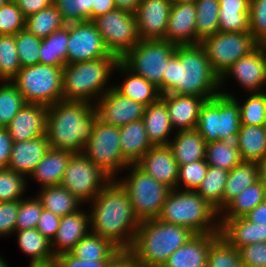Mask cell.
Returning a JSON list of instances; mask_svg holds the SVG:
<instances>
[{
	"mask_svg": "<svg viewBox=\"0 0 266 267\" xmlns=\"http://www.w3.org/2000/svg\"><path fill=\"white\" fill-rule=\"evenodd\" d=\"M219 76L214 72L207 52L201 44L177 45L166 64L162 80L163 94L204 97L207 100L220 94Z\"/></svg>",
	"mask_w": 266,
	"mask_h": 267,
	"instance_id": "6da1fadb",
	"label": "cell"
},
{
	"mask_svg": "<svg viewBox=\"0 0 266 267\" xmlns=\"http://www.w3.org/2000/svg\"><path fill=\"white\" fill-rule=\"evenodd\" d=\"M90 203L91 232L109 240L120 251H129L140 221L127 191L112 179Z\"/></svg>",
	"mask_w": 266,
	"mask_h": 267,
	"instance_id": "7a4b0ae2",
	"label": "cell"
},
{
	"mask_svg": "<svg viewBox=\"0 0 266 267\" xmlns=\"http://www.w3.org/2000/svg\"><path fill=\"white\" fill-rule=\"evenodd\" d=\"M98 121L94 104L60 101L48 106L46 136L49 147L82 153Z\"/></svg>",
	"mask_w": 266,
	"mask_h": 267,
	"instance_id": "3957f363",
	"label": "cell"
},
{
	"mask_svg": "<svg viewBox=\"0 0 266 267\" xmlns=\"http://www.w3.org/2000/svg\"><path fill=\"white\" fill-rule=\"evenodd\" d=\"M194 235L181 225L159 219L144 220L139 223L129 252L139 267H162Z\"/></svg>",
	"mask_w": 266,
	"mask_h": 267,
	"instance_id": "277c9868",
	"label": "cell"
},
{
	"mask_svg": "<svg viewBox=\"0 0 266 267\" xmlns=\"http://www.w3.org/2000/svg\"><path fill=\"white\" fill-rule=\"evenodd\" d=\"M217 214L220 215L216 208L196 191L181 188L170 190L157 219L181 225L194 234L220 233Z\"/></svg>",
	"mask_w": 266,
	"mask_h": 267,
	"instance_id": "5b68a950",
	"label": "cell"
},
{
	"mask_svg": "<svg viewBox=\"0 0 266 267\" xmlns=\"http://www.w3.org/2000/svg\"><path fill=\"white\" fill-rule=\"evenodd\" d=\"M119 61L117 57H105L92 61L66 64L63 67V101L92 104L93 100L91 99L96 97L95 100H98L111 89L103 90L112 70L114 71Z\"/></svg>",
	"mask_w": 266,
	"mask_h": 267,
	"instance_id": "8992f818",
	"label": "cell"
},
{
	"mask_svg": "<svg viewBox=\"0 0 266 267\" xmlns=\"http://www.w3.org/2000/svg\"><path fill=\"white\" fill-rule=\"evenodd\" d=\"M240 127L239 102L230 93L220 92L202 105L196 130L208 144L236 141Z\"/></svg>",
	"mask_w": 266,
	"mask_h": 267,
	"instance_id": "52a82bcc",
	"label": "cell"
},
{
	"mask_svg": "<svg viewBox=\"0 0 266 267\" xmlns=\"http://www.w3.org/2000/svg\"><path fill=\"white\" fill-rule=\"evenodd\" d=\"M26 103L50 106L63 101V67L36 64L22 67L11 79Z\"/></svg>",
	"mask_w": 266,
	"mask_h": 267,
	"instance_id": "ba28073f",
	"label": "cell"
},
{
	"mask_svg": "<svg viewBox=\"0 0 266 267\" xmlns=\"http://www.w3.org/2000/svg\"><path fill=\"white\" fill-rule=\"evenodd\" d=\"M128 167H132L129 177L117 181L127 191L136 218L140 222L157 219L171 189L153 179L136 164Z\"/></svg>",
	"mask_w": 266,
	"mask_h": 267,
	"instance_id": "9c48e42d",
	"label": "cell"
},
{
	"mask_svg": "<svg viewBox=\"0 0 266 267\" xmlns=\"http://www.w3.org/2000/svg\"><path fill=\"white\" fill-rule=\"evenodd\" d=\"M176 46L164 40H140L120 61L134 74L154 84L162 95L166 64L175 53Z\"/></svg>",
	"mask_w": 266,
	"mask_h": 267,
	"instance_id": "30bf717a",
	"label": "cell"
},
{
	"mask_svg": "<svg viewBox=\"0 0 266 267\" xmlns=\"http://www.w3.org/2000/svg\"><path fill=\"white\" fill-rule=\"evenodd\" d=\"M111 55L121 60L139 42L136 15L115 9L92 20Z\"/></svg>",
	"mask_w": 266,
	"mask_h": 267,
	"instance_id": "8fae6325",
	"label": "cell"
},
{
	"mask_svg": "<svg viewBox=\"0 0 266 267\" xmlns=\"http://www.w3.org/2000/svg\"><path fill=\"white\" fill-rule=\"evenodd\" d=\"M207 52L214 72L221 78L241 57L259 44L250 32H217L200 43Z\"/></svg>",
	"mask_w": 266,
	"mask_h": 267,
	"instance_id": "7c38bea8",
	"label": "cell"
},
{
	"mask_svg": "<svg viewBox=\"0 0 266 267\" xmlns=\"http://www.w3.org/2000/svg\"><path fill=\"white\" fill-rule=\"evenodd\" d=\"M119 127L97 121L83 154L111 179L129 164L123 159ZM115 174V175H114Z\"/></svg>",
	"mask_w": 266,
	"mask_h": 267,
	"instance_id": "4fadbf2b",
	"label": "cell"
},
{
	"mask_svg": "<svg viewBox=\"0 0 266 267\" xmlns=\"http://www.w3.org/2000/svg\"><path fill=\"white\" fill-rule=\"evenodd\" d=\"M111 180L83 153H78L70 157L60 185L83 204L90 203Z\"/></svg>",
	"mask_w": 266,
	"mask_h": 267,
	"instance_id": "5bb4252c",
	"label": "cell"
},
{
	"mask_svg": "<svg viewBox=\"0 0 266 267\" xmlns=\"http://www.w3.org/2000/svg\"><path fill=\"white\" fill-rule=\"evenodd\" d=\"M116 57L106 48L101 34L92 21L69 24L67 64Z\"/></svg>",
	"mask_w": 266,
	"mask_h": 267,
	"instance_id": "9a60e30c",
	"label": "cell"
},
{
	"mask_svg": "<svg viewBox=\"0 0 266 267\" xmlns=\"http://www.w3.org/2000/svg\"><path fill=\"white\" fill-rule=\"evenodd\" d=\"M94 107L99 121L120 128L130 122L141 120L146 106L122 95L111 86V89L94 103Z\"/></svg>",
	"mask_w": 266,
	"mask_h": 267,
	"instance_id": "2e32d148",
	"label": "cell"
},
{
	"mask_svg": "<svg viewBox=\"0 0 266 267\" xmlns=\"http://www.w3.org/2000/svg\"><path fill=\"white\" fill-rule=\"evenodd\" d=\"M229 75H234L237 82L249 92H264L260 91V87L266 84L265 44L258 45L248 55L236 61L220 78V83L224 84V79L230 77Z\"/></svg>",
	"mask_w": 266,
	"mask_h": 267,
	"instance_id": "e0dca14e",
	"label": "cell"
},
{
	"mask_svg": "<svg viewBox=\"0 0 266 267\" xmlns=\"http://www.w3.org/2000/svg\"><path fill=\"white\" fill-rule=\"evenodd\" d=\"M171 0H142L135 13L141 40H164Z\"/></svg>",
	"mask_w": 266,
	"mask_h": 267,
	"instance_id": "ac0fdd59",
	"label": "cell"
},
{
	"mask_svg": "<svg viewBox=\"0 0 266 267\" xmlns=\"http://www.w3.org/2000/svg\"><path fill=\"white\" fill-rule=\"evenodd\" d=\"M136 165L156 181L176 189L179 165L168 145L152 146Z\"/></svg>",
	"mask_w": 266,
	"mask_h": 267,
	"instance_id": "d6986e66",
	"label": "cell"
},
{
	"mask_svg": "<svg viewBox=\"0 0 266 267\" xmlns=\"http://www.w3.org/2000/svg\"><path fill=\"white\" fill-rule=\"evenodd\" d=\"M48 106L25 103L6 127L13 142L32 140L46 135Z\"/></svg>",
	"mask_w": 266,
	"mask_h": 267,
	"instance_id": "ffe728a7",
	"label": "cell"
},
{
	"mask_svg": "<svg viewBox=\"0 0 266 267\" xmlns=\"http://www.w3.org/2000/svg\"><path fill=\"white\" fill-rule=\"evenodd\" d=\"M195 3H172L164 41L176 45H196Z\"/></svg>",
	"mask_w": 266,
	"mask_h": 267,
	"instance_id": "44dd1931",
	"label": "cell"
},
{
	"mask_svg": "<svg viewBox=\"0 0 266 267\" xmlns=\"http://www.w3.org/2000/svg\"><path fill=\"white\" fill-rule=\"evenodd\" d=\"M160 99L166 104L172 128L180 130L196 129L204 97L163 94Z\"/></svg>",
	"mask_w": 266,
	"mask_h": 267,
	"instance_id": "7402d4cb",
	"label": "cell"
},
{
	"mask_svg": "<svg viewBox=\"0 0 266 267\" xmlns=\"http://www.w3.org/2000/svg\"><path fill=\"white\" fill-rule=\"evenodd\" d=\"M89 223L90 214L80 209L75 213L61 217L57 234L51 242L53 255L69 253L90 232V229L88 231ZM55 247H57L56 250Z\"/></svg>",
	"mask_w": 266,
	"mask_h": 267,
	"instance_id": "603a6c76",
	"label": "cell"
},
{
	"mask_svg": "<svg viewBox=\"0 0 266 267\" xmlns=\"http://www.w3.org/2000/svg\"><path fill=\"white\" fill-rule=\"evenodd\" d=\"M220 233L195 234L165 261L162 267H207L211 243Z\"/></svg>",
	"mask_w": 266,
	"mask_h": 267,
	"instance_id": "cb8c5ba5",
	"label": "cell"
},
{
	"mask_svg": "<svg viewBox=\"0 0 266 267\" xmlns=\"http://www.w3.org/2000/svg\"><path fill=\"white\" fill-rule=\"evenodd\" d=\"M47 136L13 142L8 169L23 175H30L49 149Z\"/></svg>",
	"mask_w": 266,
	"mask_h": 267,
	"instance_id": "d4e9b609",
	"label": "cell"
},
{
	"mask_svg": "<svg viewBox=\"0 0 266 267\" xmlns=\"http://www.w3.org/2000/svg\"><path fill=\"white\" fill-rule=\"evenodd\" d=\"M219 221L220 235L237 249L257 242H266V224H256L245 217Z\"/></svg>",
	"mask_w": 266,
	"mask_h": 267,
	"instance_id": "484cf974",
	"label": "cell"
},
{
	"mask_svg": "<svg viewBox=\"0 0 266 267\" xmlns=\"http://www.w3.org/2000/svg\"><path fill=\"white\" fill-rule=\"evenodd\" d=\"M142 120L152 146L169 145V135L173 128L166 104L161 99L145 107Z\"/></svg>",
	"mask_w": 266,
	"mask_h": 267,
	"instance_id": "4316f807",
	"label": "cell"
},
{
	"mask_svg": "<svg viewBox=\"0 0 266 267\" xmlns=\"http://www.w3.org/2000/svg\"><path fill=\"white\" fill-rule=\"evenodd\" d=\"M72 155L66 150L49 148L30 176L40 182L41 188L60 185Z\"/></svg>",
	"mask_w": 266,
	"mask_h": 267,
	"instance_id": "83f0119b",
	"label": "cell"
},
{
	"mask_svg": "<svg viewBox=\"0 0 266 267\" xmlns=\"http://www.w3.org/2000/svg\"><path fill=\"white\" fill-rule=\"evenodd\" d=\"M120 146L123 159L129 164H136L152 147L148 140L143 120L130 122L119 128Z\"/></svg>",
	"mask_w": 266,
	"mask_h": 267,
	"instance_id": "f1b7e54d",
	"label": "cell"
},
{
	"mask_svg": "<svg viewBox=\"0 0 266 267\" xmlns=\"http://www.w3.org/2000/svg\"><path fill=\"white\" fill-rule=\"evenodd\" d=\"M115 68L119 70L120 73L123 72L122 75H127L122 85L114 86L119 93L144 106L155 103L160 99L161 94L154 84L148 82L142 76L134 74L121 61L117 63Z\"/></svg>",
	"mask_w": 266,
	"mask_h": 267,
	"instance_id": "f546056e",
	"label": "cell"
},
{
	"mask_svg": "<svg viewBox=\"0 0 266 267\" xmlns=\"http://www.w3.org/2000/svg\"><path fill=\"white\" fill-rule=\"evenodd\" d=\"M168 146L179 166L205 159L206 143L196 129L177 130Z\"/></svg>",
	"mask_w": 266,
	"mask_h": 267,
	"instance_id": "4dcf8cb0",
	"label": "cell"
},
{
	"mask_svg": "<svg viewBox=\"0 0 266 267\" xmlns=\"http://www.w3.org/2000/svg\"><path fill=\"white\" fill-rule=\"evenodd\" d=\"M219 32H249L250 0H219Z\"/></svg>",
	"mask_w": 266,
	"mask_h": 267,
	"instance_id": "1f68e13d",
	"label": "cell"
},
{
	"mask_svg": "<svg viewBox=\"0 0 266 267\" xmlns=\"http://www.w3.org/2000/svg\"><path fill=\"white\" fill-rule=\"evenodd\" d=\"M236 144L243 161L259 163L266 157V126L241 125Z\"/></svg>",
	"mask_w": 266,
	"mask_h": 267,
	"instance_id": "d6a6232c",
	"label": "cell"
},
{
	"mask_svg": "<svg viewBox=\"0 0 266 267\" xmlns=\"http://www.w3.org/2000/svg\"><path fill=\"white\" fill-rule=\"evenodd\" d=\"M37 198L44 210L60 217L75 213L82 203L61 185L42 187Z\"/></svg>",
	"mask_w": 266,
	"mask_h": 267,
	"instance_id": "836d02e7",
	"label": "cell"
},
{
	"mask_svg": "<svg viewBox=\"0 0 266 267\" xmlns=\"http://www.w3.org/2000/svg\"><path fill=\"white\" fill-rule=\"evenodd\" d=\"M264 201H265L264 183L261 180H258L253 185L248 186L243 191H241L233 200H231L222 209L220 213L224 214L221 217L219 215L220 218L219 220H229L238 217H244L253 208H255Z\"/></svg>",
	"mask_w": 266,
	"mask_h": 267,
	"instance_id": "e575fe53",
	"label": "cell"
},
{
	"mask_svg": "<svg viewBox=\"0 0 266 267\" xmlns=\"http://www.w3.org/2000/svg\"><path fill=\"white\" fill-rule=\"evenodd\" d=\"M120 250L99 234L89 232L69 252L80 260H111Z\"/></svg>",
	"mask_w": 266,
	"mask_h": 267,
	"instance_id": "d590c367",
	"label": "cell"
},
{
	"mask_svg": "<svg viewBox=\"0 0 266 267\" xmlns=\"http://www.w3.org/2000/svg\"><path fill=\"white\" fill-rule=\"evenodd\" d=\"M259 180L258 164L242 161L229 171L223 195V208L241 191Z\"/></svg>",
	"mask_w": 266,
	"mask_h": 267,
	"instance_id": "8d00e7d4",
	"label": "cell"
},
{
	"mask_svg": "<svg viewBox=\"0 0 266 267\" xmlns=\"http://www.w3.org/2000/svg\"><path fill=\"white\" fill-rule=\"evenodd\" d=\"M69 24L42 39L40 64L64 67L67 64Z\"/></svg>",
	"mask_w": 266,
	"mask_h": 267,
	"instance_id": "74e56055",
	"label": "cell"
},
{
	"mask_svg": "<svg viewBox=\"0 0 266 267\" xmlns=\"http://www.w3.org/2000/svg\"><path fill=\"white\" fill-rule=\"evenodd\" d=\"M229 171L209 165L205 178L196 192L220 213Z\"/></svg>",
	"mask_w": 266,
	"mask_h": 267,
	"instance_id": "f35d334b",
	"label": "cell"
},
{
	"mask_svg": "<svg viewBox=\"0 0 266 267\" xmlns=\"http://www.w3.org/2000/svg\"><path fill=\"white\" fill-rule=\"evenodd\" d=\"M65 25L66 23L54 4L26 17L25 21V29L40 39L47 38Z\"/></svg>",
	"mask_w": 266,
	"mask_h": 267,
	"instance_id": "ab89813d",
	"label": "cell"
},
{
	"mask_svg": "<svg viewBox=\"0 0 266 267\" xmlns=\"http://www.w3.org/2000/svg\"><path fill=\"white\" fill-rule=\"evenodd\" d=\"M17 241L22 252L31 257V263L45 262L54 259L51 242L48 241L36 228L15 231Z\"/></svg>",
	"mask_w": 266,
	"mask_h": 267,
	"instance_id": "60d3db41",
	"label": "cell"
},
{
	"mask_svg": "<svg viewBox=\"0 0 266 267\" xmlns=\"http://www.w3.org/2000/svg\"><path fill=\"white\" fill-rule=\"evenodd\" d=\"M205 160L208 165L231 171L243 160L236 141H217L206 144Z\"/></svg>",
	"mask_w": 266,
	"mask_h": 267,
	"instance_id": "b9f144b4",
	"label": "cell"
},
{
	"mask_svg": "<svg viewBox=\"0 0 266 267\" xmlns=\"http://www.w3.org/2000/svg\"><path fill=\"white\" fill-rule=\"evenodd\" d=\"M196 45L219 32V0H196Z\"/></svg>",
	"mask_w": 266,
	"mask_h": 267,
	"instance_id": "7bdbcfd3",
	"label": "cell"
},
{
	"mask_svg": "<svg viewBox=\"0 0 266 267\" xmlns=\"http://www.w3.org/2000/svg\"><path fill=\"white\" fill-rule=\"evenodd\" d=\"M207 267H244L239 251L222 235H219L210 245Z\"/></svg>",
	"mask_w": 266,
	"mask_h": 267,
	"instance_id": "ee69618b",
	"label": "cell"
},
{
	"mask_svg": "<svg viewBox=\"0 0 266 267\" xmlns=\"http://www.w3.org/2000/svg\"><path fill=\"white\" fill-rule=\"evenodd\" d=\"M26 102L11 81L0 85V127L6 128Z\"/></svg>",
	"mask_w": 266,
	"mask_h": 267,
	"instance_id": "f6af8a7d",
	"label": "cell"
},
{
	"mask_svg": "<svg viewBox=\"0 0 266 267\" xmlns=\"http://www.w3.org/2000/svg\"><path fill=\"white\" fill-rule=\"evenodd\" d=\"M243 102L239 103L241 125L266 126V93H253Z\"/></svg>",
	"mask_w": 266,
	"mask_h": 267,
	"instance_id": "bcb514c9",
	"label": "cell"
},
{
	"mask_svg": "<svg viewBox=\"0 0 266 267\" xmlns=\"http://www.w3.org/2000/svg\"><path fill=\"white\" fill-rule=\"evenodd\" d=\"M14 37L21 68L39 64L42 39L37 38L27 29L21 30Z\"/></svg>",
	"mask_w": 266,
	"mask_h": 267,
	"instance_id": "7dc6e473",
	"label": "cell"
},
{
	"mask_svg": "<svg viewBox=\"0 0 266 267\" xmlns=\"http://www.w3.org/2000/svg\"><path fill=\"white\" fill-rule=\"evenodd\" d=\"M20 69L14 35H0V75L11 81Z\"/></svg>",
	"mask_w": 266,
	"mask_h": 267,
	"instance_id": "c3c4849f",
	"label": "cell"
},
{
	"mask_svg": "<svg viewBox=\"0 0 266 267\" xmlns=\"http://www.w3.org/2000/svg\"><path fill=\"white\" fill-rule=\"evenodd\" d=\"M94 0H53L66 24L92 21Z\"/></svg>",
	"mask_w": 266,
	"mask_h": 267,
	"instance_id": "681fc988",
	"label": "cell"
},
{
	"mask_svg": "<svg viewBox=\"0 0 266 267\" xmlns=\"http://www.w3.org/2000/svg\"><path fill=\"white\" fill-rule=\"evenodd\" d=\"M24 178L25 175L8 168L0 169V202L21 200L27 183Z\"/></svg>",
	"mask_w": 266,
	"mask_h": 267,
	"instance_id": "f907efd6",
	"label": "cell"
},
{
	"mask_svg": "<svg viewBox=\"0 0 266 267\" xmlns=\"http://www.w3.org/2000/svg\"><path fill=\"white\" fill-rule=\"evenodd\" d=\"M26 18L14 0L0 7V35H15L25 29Z\"/></svg>",
	"mask_w": 266,
	"mask_h": 267,
	"instance_id": "816d5d0a",
	"label": "cell"
},
{
	"mask_svg": "<svg viewBox=\"0 0 266 267\" xmlns=\"http://www.w3.org/2000/svg\"><path fill=\"white\" fill-rule=\"evenodd\" d=\"M42 211V204L37 197L27 200L22 198L19 202L15 231L36 228Z\"/></svg>",
	"mask_w": 266,
	"mask_h": 267,
	"instance_id": "f5cc1de1",
	"label": "cell"
},
{
	"mask_svg": "<svg viewBox=\"0 0 266 267\" xmlns=\"http://www.w3.org/2000/svg\"><path fill=\"white\" fill-rule=\"evenodd\" d=\"M208 166L205 159L180 165L176 189L180 186L179 184L183 183L184 190L196 191L206 176Z\"/></svg>",
	"mask_w": 266,
	"mask_h": 267,
	"instance_id": "db71d44e",
	"label": "cell"
},
{
	"mask_svg": "<svg viewBox=\"0 0 266 267\" xmlns=\"http://www.w3.org/2000/svg\"><path fill=\"white\" fill-rule=\"evenodd\" d=\"M250 30L254 40L266 44V0H250Z\"/></svg>",
	"mask_w": 266,
	"mask_h": 267,
	"instance_id": "11a10c76",
	"label": "cell"
},
{
	"mask_svg": "<svg viewBox=\"0 0 266 267\" xmlns=\"http://www.w3.org/2000/svg\"><path fill=\"white\" fill-rule=\"evenodd\" d=\"M244 267H266V242H257L238 249Z\"/></svg>",
	"mask_w": 266,
	"mask_h": 267,
	"instance_id": "9f6ffc18",
	"label": "cell"
},
{
	"mask_svg": "<svg viewBox=\"0 0 266 267\" xmlns=\"http://www.w3.org/2000/svg\"><path fill=\"white\" fill-rule=\"evenodd\" d=\"M20 200L0 202V236L15 232Z\"/></svg>",
	"mask_w": 266,
	"mask_h": 267,
	"instance_id": "6f0895ef",
	"label": "cell"
},
{
	"mask_svg": "<svg viewBox=\"0 0 266 267\" xmlns=\"http://www.w3.org/2000/svg\"><path fill=\"white\" fill-rule=\"evenodd\" d=\"M61 217L47 210L42 211L36 229L50 242L57 234Z\"/></svg>",
	"mask_w": 266,
	"mask_h": 267,
	"instance_id": "680465c9",
	"label": "cell"
},
{
	"mask_svg": "<svg viewBox=\"0 0 266 267\" xmlns=\"http://www.w3.org/2000/svg\"><path fill=\"white\" fill-rule=\"evenodd\" d=\"M110 260H80L70 253L54 256L56 267H104Z\"/></svg>",
	"mask_w": 266,
	"mask_h": 267,
	"instance_id": "91938a15",
	"label": "cell"
},
{
	"mask_svg": "<svg viewBox=\"0 0 266 267\" xmlns=\"http://www.w3.org/2000/svg\"><path fill=\"white\" fill-rule=\"evenodd\" d=\"M12 145L7 128L0 127V169L8 168Z\"/></svg>",
	"mask_w": 266,
	"mask_h": 267,
	"instance_id": "94428289",
	"label": "cell"
},
{
	"mask_svg": "<svg viewBox=\"0 0 266 267\" xmlns=\"http://www.w3.org/2000/svg\"><path fill=\"white\" fill-rule=\"evenodd\" d=\"M22 14L26 17L43 10L53 4V0H14Z\"/></svg>",
	"mask_w": 266,
	"mask_h": 267,
	"instance_id": "6125c7cd",
	"label": "cell"
},
{
	"mask_svg": "<svg viewBox=\"0 0 266 267\" xmlns=\"http://www.w3.org/2000/svg\"><path fill=\"white\" fill-rule=\"evenodd\" d=\"M133 255L129 251H120L104 267H137Z\"/></svg>",
	"mask_w": 266,
	"mask_h": 267,
	"instance_id": "be15d7a7",
	"label": "cell"
},
{
	"mask_svg": "<svg viewBox=\"0 0 266 267\" xmlns=\"http://www.w3.org/2000/svg\"><path fill=\"white\" fill-rule=\"evenodd\" d=\"M115 9L117 7L114 0H94L92 4V20Z\"/></svg>",
	"mask_w": 266,
	"mask_h": 267,
	"instance_id": "e7e4bbea",
	"label": "cell"
},
{
	"mask_svg": "<svg viewBox=\"0 0 266 267\" xmlns=\"http://www.w3.org/2000/svg\"><path fill=\"white\" fill-rule=\"evenodd\" d=\"M244 217L256 224H266V201L253 208Z\"/></svg>",
	"mask_w": 266,
	"mask_h": 267,
	"instance_id": "03108f58",
	"label": "cell"
},
{
	"mask_svg": "<svg viewBox=\"0 0 266 267\" xmlns=\"http://www.w3.org/2000/svg\"><path fill=\"white\" fill-rule=\"evenodd\" d=\"M117 9L135 14L142 0H114Z\"/></svg>",
	"mask_w": 266,
	"mask_h": 267,
	"instance_id": "003e7915",
	"label": "cell"
},
{
	"mask_svg": "<svg viewBox=\"0 0 266 267\" xmlns=\"http://www.w3.org/2000/svg\"><path fill=\"white\" fill-rule=\"evenodd\" d=\"M257 164L259 180H261L263 183H266V157Z\"/></svg>",
	"mask_w": 266,
	"mask_h": 267,
	"instance_id": "a7ac6f4b",
	"label": "cell"
},
{
	"mask_svg": "<svg viewBox=\"0 0 266 267\" xmlns=\"http://www.w3.org/2000/svg\"><path fill=\"white\" fill-rule=\"evenodd\" d=\"M29 267H56L54 259L45 262L30 263Z\"/></svg>",
	"mask_w": 266,
	"mask_h": 267,
	"instance_id": "89a4df30",
	"label": "cell"
},
{
	"mask_svg": "<svg viewBox=\"0 0 266 267\" xmlns=\"http://www.w3.org/2000/svg\"><path fill=\"white\" fill-rule=\"evenodd\" d=\"M172 3H186V2H189V3H195L196 0H171Z\"/></svg>",
	"mask_w": 266,
	"mask_h": 267,
	"instance_id": "2644e50d",
	"label": "cell"
},
{
	"mask_svg": "<svg viewBox=\"0 0 266 267\" xmlns=\"http://www.w3.org/2000/svg\"><path fill=\"white\" fill-rule=\"evenodd\" d=\"M0 267H9L6 262L0 256Z\"/></svg>",
	"mask_w": 266,
	"mask_h": 267,
	"instance_id": "8c879c8a",
	"label": "cell"
},
{
	"mask_svg": "<svg viewBox=\"0 0 266 267\" xmlns=\"http://www.w3.org/2000/svg\"><path fill=\"white\" fill-rule=\"evenodd\" d=\"M9 0H0V7L4 4H6Z\"/></svg>",
	"mask_w": 266,
	"mask_h": 267,
	"instance_id": "753ad0ef",
	"label": "cell"
},
{
	"mask_svg": "<svg viewBox=\"0 0 266 267\" xmlns=\"http://www.w3.org/2000/svg\"><path fill=\"white\" fill-rule=\"evenodd\" d=\"M264 188H265V201H266V183H264Z\"/></svg>",
	"mask_w": 266,
	"mask_h": 267,
	"instance_id": "34e18365",
	"label": "cell"
},
{
	"mask_svg": "<svg viewBox=\"0 0 266 267\" xmlns=\"http://www.w3.org/2000/svg\"><path fill=\"white\" fill-rule=\"evenodd\" d=\"M0 80L3 82L6 81L1 75H0Z\"/></svg>",
	"mask_w": 266,
	"mask_h": 267,
	"instance_id": "11e5206c",
	"label": "cell"
}]
</instances>
